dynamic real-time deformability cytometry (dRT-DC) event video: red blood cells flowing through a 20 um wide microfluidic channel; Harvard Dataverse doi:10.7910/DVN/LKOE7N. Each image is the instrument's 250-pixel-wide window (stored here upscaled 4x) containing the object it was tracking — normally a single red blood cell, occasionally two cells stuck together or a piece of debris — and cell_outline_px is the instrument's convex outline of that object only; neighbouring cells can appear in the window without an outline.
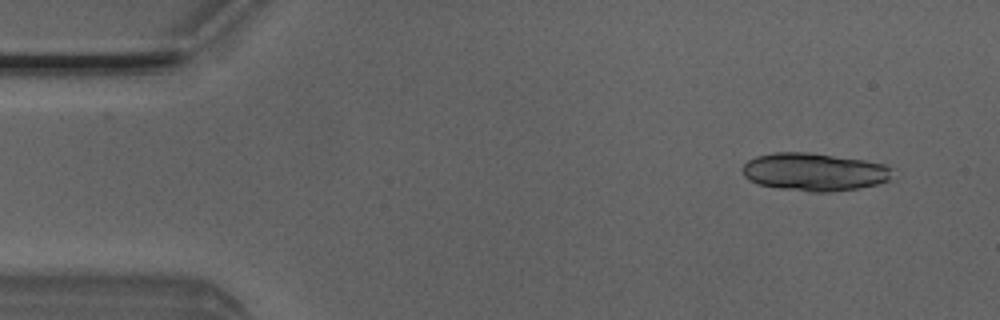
{"species": "Egyptian fruit bat (a non-hibernating species)", "species_latin": "Rousettus aegyptiacus", "temperature_condition": "room temperature", "stored_images_in_passage": 4, "camera_frame_rate_fps": 3000, "um_per_image_px": 0.085, "animal": {"sex": "male"}, "frame": {"image": 1, "passage_image": 1, "time_ms": 0.0, "image_size_px": [1000, 320], "cell_outline_px": [[896, 180], [860, 188], [828, 192], [808, 192], [780, 188], [756, 184], [748, 180], [744, 176], [744, 164], [748, 160], [756, 156], [776, 152], [808, 152], [864, 160], [884, 164], [888, 168]], "centroid_in_image_um": [69.24, 14.62], "position_along_channel_um": 15.8, "area_um2": 33.29}}